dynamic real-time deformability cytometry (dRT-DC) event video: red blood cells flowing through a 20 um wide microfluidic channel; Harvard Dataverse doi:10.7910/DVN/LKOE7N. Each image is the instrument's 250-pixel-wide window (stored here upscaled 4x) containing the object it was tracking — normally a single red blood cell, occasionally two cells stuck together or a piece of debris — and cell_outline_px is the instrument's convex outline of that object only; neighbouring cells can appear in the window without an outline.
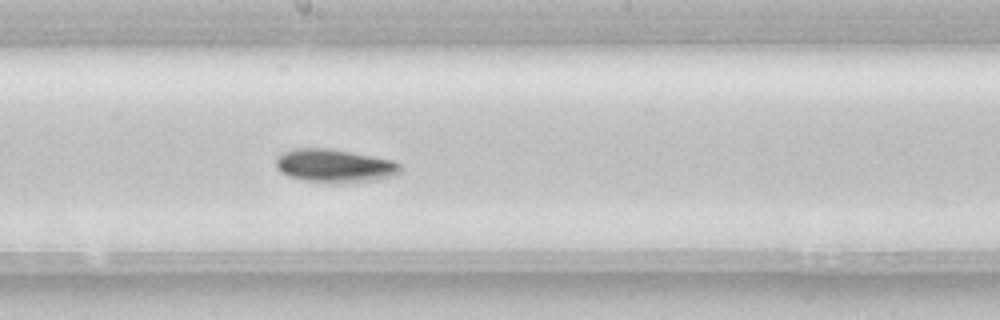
{"species": "common noctule bat (a hibernating species)", "species_latin": "Nyctalus noctula", "temperature_condition": "room temperature", "stored_images_in_passage": 40, "camera_frame_rate_fps": 3000, "um_per_image_px": 0.085, "animal": {"sex": "female", "body_mass_g": 22.7, "forearm_length_mm": 54.2}, "frame": {"image": 1, "passage_image": 18, "time_ms": 5.667, "image_size_px": [1000, 320], "cell_outline_px": [[400, 172], [396, 176], [372, 180], [332, 184], [304, 180], [288, 176], [280, 172], [276, 168], [276, 156], [292, 148], [328, 148], [392, 160], [400, 164]], "centroid_in_image_um": [28.4, 14.1], "position_along_channel_um": 219.8, "area_um2": 24.22}, "authors_computed_cell_mechanics": {"area_um2": 23.1489, "velocity_mm_per_s": 3.8814, "shape_relaxation_time_tau1_ms": 2.975, "shape_relaxation_time_tau2_ms": null, "deformation_change_tau1": 0.1172, "deformation_change_tau2": null}}